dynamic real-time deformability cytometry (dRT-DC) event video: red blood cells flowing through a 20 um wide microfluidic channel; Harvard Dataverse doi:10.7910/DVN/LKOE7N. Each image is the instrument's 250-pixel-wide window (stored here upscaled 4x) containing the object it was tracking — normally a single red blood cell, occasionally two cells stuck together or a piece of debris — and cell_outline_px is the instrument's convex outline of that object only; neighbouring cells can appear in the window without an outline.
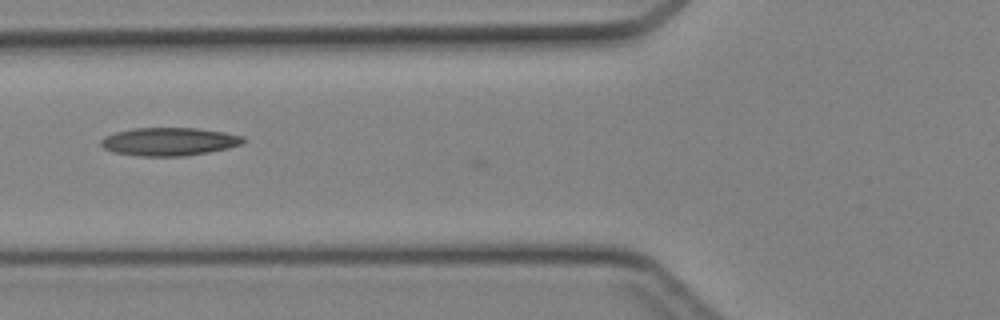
{"species": "Egyptian fruit bat (a non-hibernating species)", "species_latin": "Rousettus aegyptiacus", "temperature_condition": "cold", "stored_images_in_passage": 3, "camera_frame_rate_fps": 3000, "um_per_image_px": 0.085, "animal": {"sex": "female"}, "frame": {"image": 1, "passage_image": 2, "time_ms": 0.333, "image_size_px": [1000, 320], "cell_outline_px": [[248, 140], [244, 144], [228, 148], [208, 152], [184, 156], [140, 156], [112, 152], [104, 148], [100, 144], [100, 140], [104, 136], [116, 132], [132, 128], [196, 128], [224, 132], [244, 136]], "centroid_in_image_um": [14.4, 12.03], "position_along_channel_um": 111.4, "area_um2": 23.52}}